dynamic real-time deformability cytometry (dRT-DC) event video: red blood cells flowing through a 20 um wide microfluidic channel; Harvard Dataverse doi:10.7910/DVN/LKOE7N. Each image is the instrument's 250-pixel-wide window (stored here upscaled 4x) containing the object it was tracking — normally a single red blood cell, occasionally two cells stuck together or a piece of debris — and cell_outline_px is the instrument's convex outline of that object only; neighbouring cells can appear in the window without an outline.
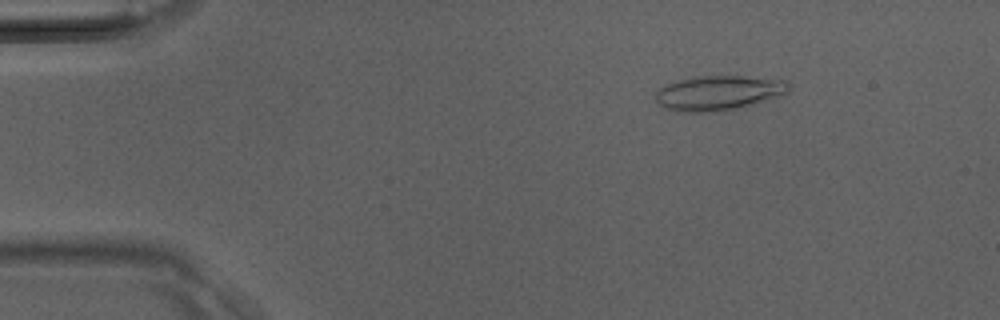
{"species": "Egyptian fruit bat (a non-hibernating species)", "species_latin": "Rousettus aegyptiacus", "temperature_condition": "room temperature", "stored_images_in_passage": 37, "camera_frame_rate_fps": 3000, "um_per_image_px": 0.085, "animal": {"sex": "male"}, "frame": {"image": 1, "passage_image": 6, "time_ms": 1.667, "image_size_px": [1000, 320], "cell_outline_px": [[792, 88], [788, 92], [748, 104], [732, 108], [712, 112], [680, 112], [660, 108], [656, 100], [656, 92], [664, 84], [692, 76], [744, 76], [788, 80], [792, 84]], "centroid_in_image_um": [61.01, 7.87], "position_along_channel_um": 24.0, "area_um2": 26.88}}
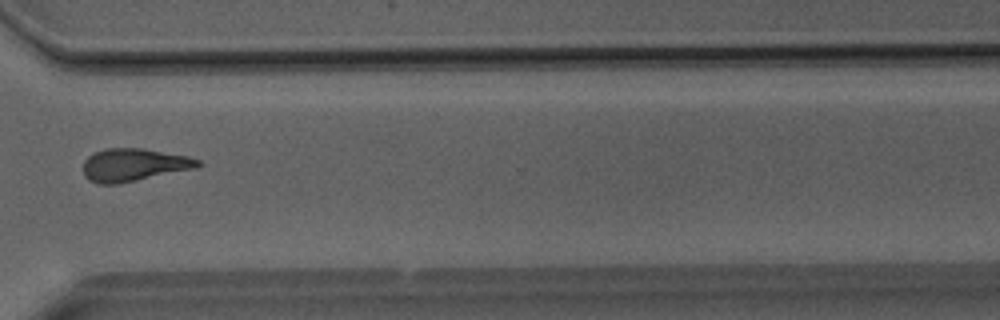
{"frame": {"image": 2, "passage_image": 30, "time_ms": 9.667, "image_size_px": [1000, 320], "cell_outline_px": [[200, 164], [196, 168], [120, 184], [96, 184], [88, 180], [84, 176], [84, 160], [88, 156], [96, 152], [108, 148], [144, 148], [188, 156], [200, 160]], "centroid_in_image_um": [11.36, 14.02], "position_along_channel_um": 359.2, "area_um2": 22.02}}
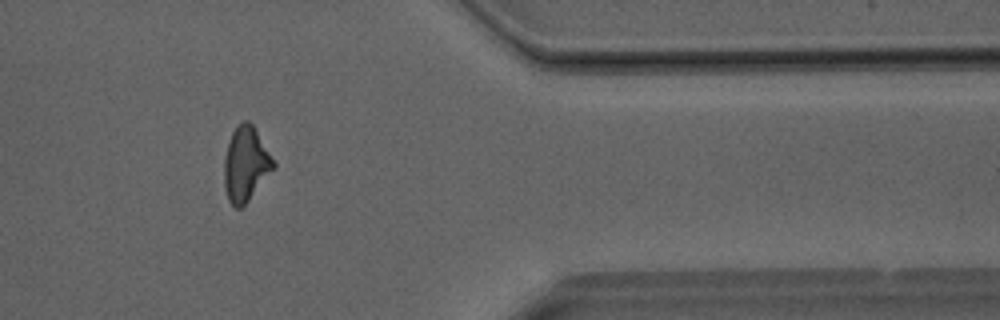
{"frame": {"image": 3, "passage_image": 33, "time_ms": 10.667, "image_size_px": [1000, 320], "cell_outline_px": [[276, 168], [248, 200], [240, 208], [236, 208], [228, 200], [224, 188], [224, 156], [232, 132], [244, 120], [248, 120], [252, 124], [276, 164]], "centroid_in_image_um": [20.88, 13.97], "position_along_channel_um": 390.5, "area_um2": 21.21}}